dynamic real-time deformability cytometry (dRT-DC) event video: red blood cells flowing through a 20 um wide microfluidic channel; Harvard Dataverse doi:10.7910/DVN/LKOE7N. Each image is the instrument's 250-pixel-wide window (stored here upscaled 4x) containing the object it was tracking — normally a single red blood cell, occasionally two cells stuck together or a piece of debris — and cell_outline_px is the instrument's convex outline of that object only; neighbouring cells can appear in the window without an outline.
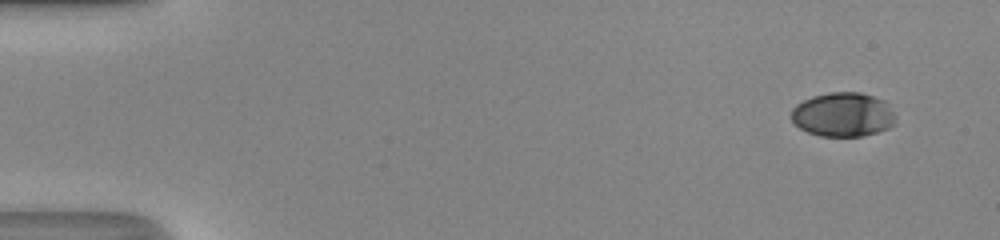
{"species": "human", "species_latin": "Homo sapiens", "temperature_condition": "room temperature", "stored_images_in_passage": 47, "camera_frame_rate_fps": 3000, "um_per_image_px": 0.085, "donor": {"sex": "male"}, "frame": {"image": 1, "passage_image": 1, "time_ms": 0.0, "image_size_px": [1000, 240], "cell_outline_px": [[896, 116], [892, 124], [888, 128], [864, 136], [820, 136], [808, 132], [800, 128], [792, 120], [792, 108], [796, 104], [812, 96], [828, 92], [860, 92], [884, 100]], "centroid_in_image_um": [71.64, 9.73], "position_along_channel_um": 13.4, "area_um2": 26.76}}
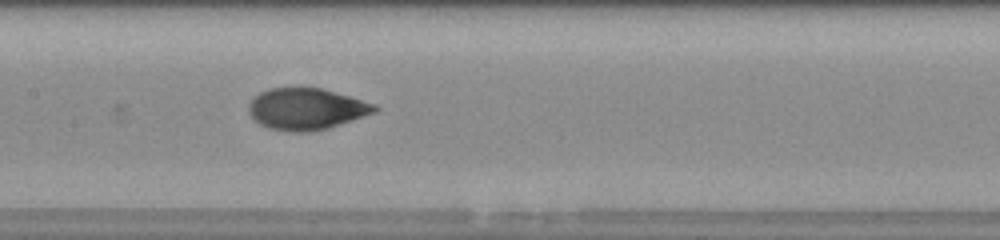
{"frame": {"image": 2, "passage_image": 23, "time_ms": 7.333, "image_size_px": [1000, 240], "cell_outline_px": [[380, 108], [376, 112], [328, 128], [308, 132], [288, 132], [268, 128], [260, 124], [248, 112], [248, 104], [260, 92], [268, 88], [296, 84], [320, 88], [376, 104]], "centroid_in_image_um": [26.01, 9.22], "position_along_channel_um": 181.4, "area_um2": 31.04}}
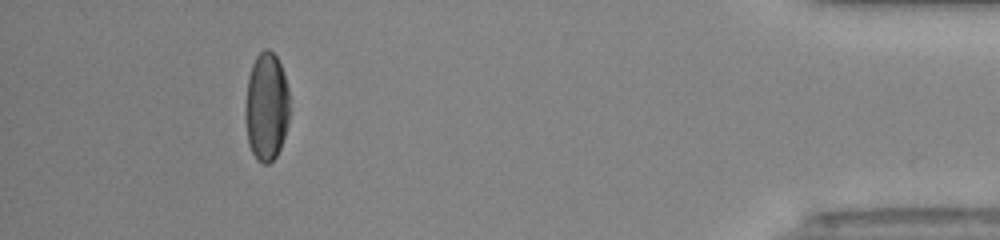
{"frame": {"image": 3, "passage_image": 43, "time_ms": 14.0, "image_size_px": [1000, 240], "cell_outline_px": [[288, 124], [280, 148], [276, 156], [268, 164], [264, 164], [256, 160], [248, 144], [244, 116], [244, 108], [248, 76], [252, 64], [256, 56], [264, 48], [268, 48], [276, 56], [284, 72], [288, 88]], "centroid_in_image_um": [22.62, 9.07], "position_along_channel_um": 412.6, "area_um2": 28.32}, "authors_computed_cell_mechanics": {"area_um2": 29.5936, "velocity_mm_per_s": 4.3409, "shape_relaxation_time_tau1_ms": 4.0715, "shape_relaxation_time_tau2_ms": 0.9069, "deformation_change_tau1": 0.1873, "deformation_change_tau2": 0.0456}}